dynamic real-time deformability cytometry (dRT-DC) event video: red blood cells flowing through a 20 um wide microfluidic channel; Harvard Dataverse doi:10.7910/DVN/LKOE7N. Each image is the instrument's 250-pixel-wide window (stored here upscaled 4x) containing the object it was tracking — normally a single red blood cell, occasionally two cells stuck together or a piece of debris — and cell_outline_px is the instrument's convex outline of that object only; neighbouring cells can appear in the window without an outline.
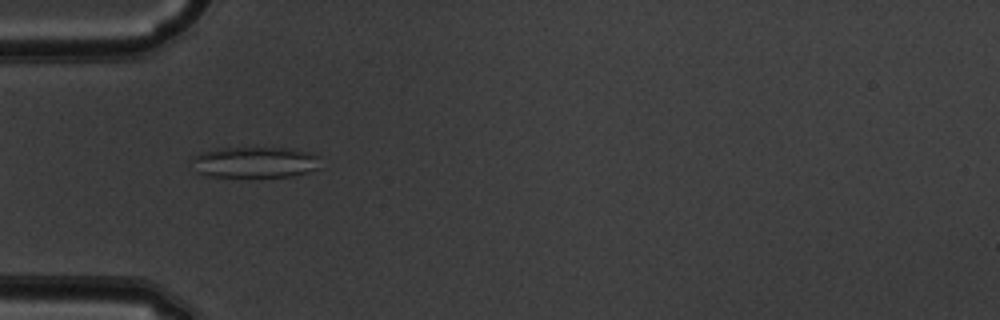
{"species": "common noctule bat (a hibernating species)", "species_latin": "Nyctalus noctula", "temperature_condition": "warm", "stored_images_in_passage": 47, "camera_frame_rate_fps": 3000, "um_per_image_px": 0.085, "animal": {"sex": "male", "body_mass_g": 19.5, "forearm_length_mm": 54.6}, "frame": {"image": 1, "passage_image": 13, "time_ms": 4.0, "image_size_px": [1000, 320], "cell_outline_px": [[320, 156], [316, 168], [308, 172], [292, 176], [208, 176], [196, 172], [192, 156], [200, 152], [220, 148], [284, 148], [308, 152]], "centroid_in_image_um": [21.63, 13.78], "position_along_channel_um": 63.4, "area_um2": 22.89}}
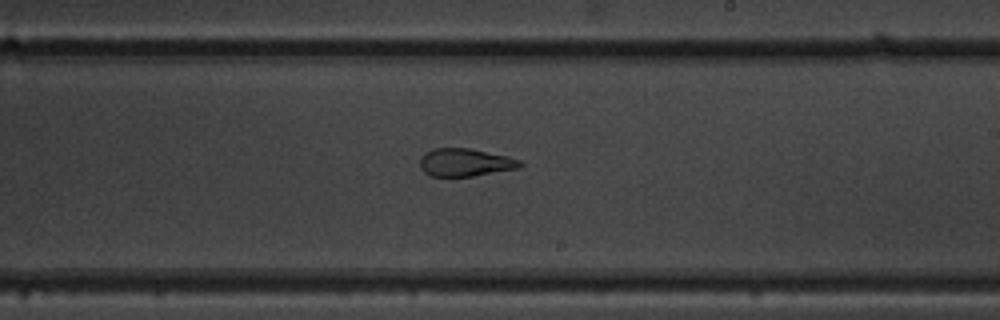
{"frame": {"image": 2, "passage_image": 27, "time_ms": 8.667, "image_size_px": [1000, 320], "cell_outline_px": [[524, 164], [520, 168], [472, 176], [432, 176], [424, 172], [420, 168], [420, 156], [424, 152], [432, 148], [468, 148], [508, 156], [520, 160]], "centroid_in_image_um": [39.53, 13.8], "position_along_channel_um": 249.5, "area_um2": 16.36}}
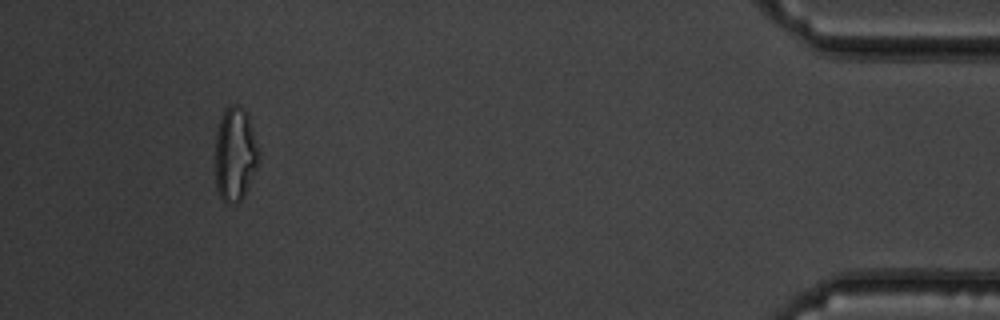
{"frame": {"image": 3, "passage_image": 44, "time_ms": 14.333, "image_size_px": [1000, 320], "cell_outline_px": [[260, 156], [256, 168], [244, 196], [236, 204], [224, 204], [216, 188], [216, 132], [224, 108], [228, 104], [236, 104], [244, 108], [248, 116]], "centroid_in_image_um": [19.97, 13.11], "position_along_channel_um": 415.2, "area_um2": 23.87}, "authors_computed_cell_mechanics": {"area_um2": 20.808, "velocity_mm_per_s": 4.0356, "shape_relaxation_time_tau1_ms": null, "shape_relaxation_time_tau2_ms": 1.8684, "deformation_change_tau1": null, "deformation_change_tau2": 0.1064}}